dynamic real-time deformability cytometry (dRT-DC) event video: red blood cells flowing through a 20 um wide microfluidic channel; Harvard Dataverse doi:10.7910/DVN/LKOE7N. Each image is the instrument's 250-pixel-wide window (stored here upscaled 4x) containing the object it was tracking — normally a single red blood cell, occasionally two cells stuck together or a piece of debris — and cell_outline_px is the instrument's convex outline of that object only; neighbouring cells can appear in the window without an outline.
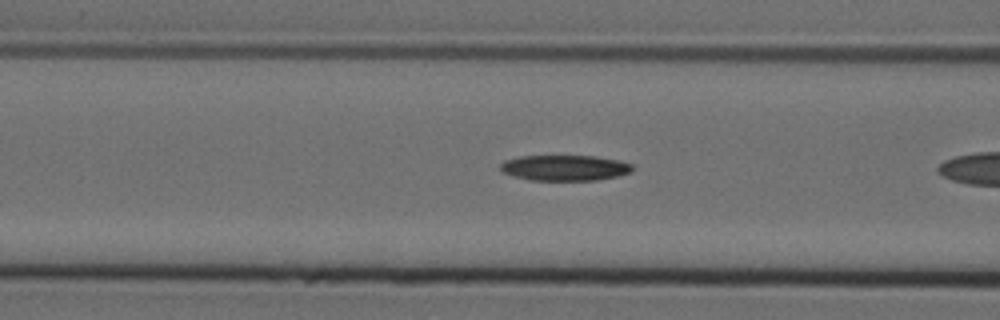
{"species": "Egyptian fruit bat (a non-hibernating species)", "species_latin": "Rousettus aegyptiacus", "temperature_condition": "cold", "stored_images_in_passage": 6, "camera_frame_rate_fps": 3000, "um_per_image_px": 0.085, "animal": {"sex": "female"}, "frame": {"image": 1, "passage_image": 5, "time_ms": 1.333, "image_size_px": [1000, 320], "cell_outline_px": [[632, 172], [620, 176], [596, 180], [532, 180], [512, 176], [500, 172], [500, 164], [504, 160], [520, 156], [596, 156], [616, 160], [632, 164]], "centroid_in_image_um": [47.98, 14.27], "position_along_channel_um": 118.6, "area_um2": 19.83}}